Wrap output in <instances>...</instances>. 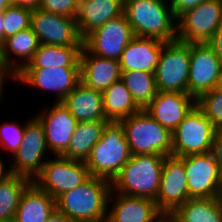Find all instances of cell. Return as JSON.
<instances>
[{
	"mask_svg": "<svg viewBox=\"0 0 222 222\" xmlns=\"http://www.w3.org/2000/svg\"><path fill=\"white\" fill-rule=\"evenodd\" d=\"M111 181L91 176L82 185L60 195L56 209L74 222H106Z\"/></svg>",
	"mask_w": 222,
	"mask_h": 222,
	"instance_id": "cell-1",
	"label": "cell"
},
{
	"mask_svg": "<svg viewBox=\"0 0 222 222\" xmlns=\"http://www.w3.org/2000/svg\"><path fill=\"white\" fill-rule=\"evenodd\" d=\"M168 0H124V10L134 36L177 40V18Z\"/></svg>",
	"mask_w": 222,
	"mask_h": 222,
	"instance_id": "cell-2",
	"label": "cell"
},
{
	"mask_svg": "<svg viewBox=\"0 0 222 222\" xmlns=\"http://www.w3.org/2000/svg\"><path fill=\"white\" fill-rule=\"evenodd\" d=\"M164 158L165 156L156 154L132 155L111 182L112 190L156 201Z\"/></svg>",
	"mask_w": 222,
	"mask_h": 222,
	"instance_id": "cell-3",
	"label": "cell"
},
{
	"mask_svg": "<svg viewBox=\"0 0 222 222\" xmlns=\"http://www.w3.org/2000/svg\"><path fill=\"white\" fill-rule=\"evenodd\" d=\"M131 156L124 126L121 122L109 121L85 163L91 176L112 182Z\"/></svg>",
	"mask_w": 222,
	"mask_h": 222,
	"instance_id": "cell-4",
	"label": "cell"
},
{
	"mask_svg": "<svg viewBox=\"0 0 222 222\" xmlns=\"http://www.w3.org/2000/svg\"><path fill=\"white\" fill-rule=\"evenodd\" d=\"M120 122L132 155H172V132L162 127L145 110Z\"/></svg>",
	"mask_w": 222,
	"mask_h": 222,
	"instance_id": "cell-5",
	"label": "cell"
},
{
	"mask_svg": "<svg viewBox=\"0 0 222 222\" xmlns=\"http://www.w3.org/2000/svg\"><path fill=\"white\" fill-rule=\"evenodd\" d=\"M190 43L164 42L154 72L156 87L162 92L188 93Z\"/></svg>",
	"mask_w": 222,
	"mask_h": 222,
	"instance_id": "cell-6",
	"label": "cell"
},
{
	"mask_svg": "<svg viewBox=\"0 0 222 222\" xmlns=\"http://www.w3.org/2000/svg\"><path fill=\"white\" fill-rule=\"evenodd\" d=\"M54 157L52 159L48 157L33 183L56 200L65 192L82 185L91 175L83 161L68 159L60 155Z\"/></svg>",
	"mask_w": 222,
	"mask_h": 222,
	"instance_id": "cell-7",
	"label": "cell"
},
{
	"mask_svg": "<svg viewBox=\"0 0 222 222\" xmlns=\"http://www.w3.org/2000/svg\"><path fill=\"white\" fill-rule=\"evenodd\" d=\"M25 123L22 143L13 155L8 171L33 182L47 162L44 156L49 152V149L44 127L40 120L34 115L32 118H27Z\"/></svg>",
	"mask_w": 222,
	"mask_h": 222,
	"instance_id": "cell-8",
	"label": "cell"
},
{
	"mask_svg": "<svg viewBox=\"0 0 222 222\" xmlns=\"http://www.w3.org/2000/svg\"><path fill=\"white\" fill-rule=\"evenodd\" d=\"M218 130L195 105L172 132V155L183 157L208 153Z\"/></svg>",
	"mask_w": 222,
	"mask_h": 222,
	"instance_id": "cell-9",
	"label": "cell"
},
{
	"mask_svg": "<svg viewBox=\"0 0 222 222\" xmlns=\"http://www.w3.org/2000/svg\"><path fill=\"white\" fill-rule=\"evenodd\" d=\"M222 23V0H205L177 17V40L207 43Z\"/></svg>",
	"mask_w": 222,
	"mask_h": 222,
	"instance_id": "cell-10",
	"label": "cell"
},
{
	"mask_svg": "<svg viewBox=\"0 0 222 222\" xmlns=\"http://www.w3.org/2000/svg\"><path fill=\"white\" fill-rule=\"evenodd\" d=\"M134 34L125 14L107 21L83 38V47L101 58L119 60Z\"/></svg>",
	"mask_w": 222,
	"mask_h": 222,
	"instance_id": "cell-11",
	"label": "cell"
},
{
	"mask_svg": "<svg viewBox=\"0 0 222 222\" xmlns=\"http://www.w3.org/2000/svg\"><path fill=\"white\" fill-rule=\"evenodd\" d=\"M31 28L40 44L55 46H83L76 18L66 17L41 9L31 11Z\"/></svg>",
	"mask_w": 222,
	"mask_h": 222,
	"instance_id": "cell-12",
	"label": "cell"
},
{
	"mask_svg": "<svg viewBox=\"0 0 222 222\" xmlns=\"http://www.w3.org/2000/svg\"><path fill=\"white\" fill-rule=\"evenodd\" d=\"M184 159L190 199L216 198L222 191V173L209 153L191 154Z\"/></svg>",
	"mask_w": 222,
	"mask_h": 222,
	"instance_id": "cell-13",
	"label": "cell"
},
{
	"mask_svg": "<svg viewBox=\"0 0 222 222\" xmlns=\"http://www.w3.org/2000/svg\"><path fill=\"white\" fill-rule=\"evenodd\" d=\"M189 199L184 159L173 155L165 156L155 201L158 209L169 216Z\"/></svg>",
	"mask_w": 222,
	"mask_h": 222,
	"instance_id": "cell-14",
	"label": "cell"
},
{
	"mask_svg": "<svg viewBox=\"0 0 222 222\" xmlns=\"http://www.w3.org/2000/svg\"><path fill=\"white\" fill-rule=\"evenodd\" d=\"M222 64L207 43H190L188 94L197 99L215 89Z\"/></svg>",
	"mask_w": 222,
	"mask_h": 222,
	"instance_id": "cell-15",
	"label": "cell"
},
{
	"mask_svg": "<svg viewBox=\"0 0 222 222\" xmlns=\"http://www.w3.org/2000/svg\"><path fill=\"white\" fill-rule=\"evenodd\" d=\"M16 81L32 88L54 92L55 102H61L80 82V68L21 69Z\"/></svg>",
	"mask_w": 222,
	"mask_h": 222,
	"instance_id": "cell-16",
	"label": "cell"
},
{
	"mask_svg": "<svg viewBox=\"0 0 222 222\" xmlns=\"http://www.w3.org/2000/svg\"><path fill=\"white\" fill-rule=\"evenodd\" d=\"M106 222H169V216L158 209L154 200L127 196L112 190Z\"/></svg>",
	"mask_w": 222,
	"mask_h": 222,
	"instance_id": "cell-17",
	"label": "cell"
},
{
	"mask_svg": "<svg viewBox=\"0 0 222 222\" xmlns=\"http://www.w3.org/2000/svg\"><path fill=\"white\" fill-rule=\"evenodd\" d=\"M38 111L35 116L43 124L46 143L52 155L62 156L69 145L78 121L71 115L62 102H53L50 109Z\"/></svg>",
	"mask_w": 222,
	"mask_h": 222,
	"instance_id": "cell-18",
	"label": "cell"
},
{
	"mask_svg": "<svg viewBox=\"0 0 222 222\" xmlns=\"http://www.w3.org/2000/svg\"><path fill=\"white\" fill-rule=\"evenodd\" d=\"M195 105L196 99L188 93L158 91L144 110L173 132Z\"/></svg>",
	"mask_w": 222,
	"mask_h": 222,
	"instance_id": "cell-19",
	"label": "cell"
},
{
	"mask_svg": "<svg viewBox=\"0 0 222 222\" xmlns=\"http://www.w3.org/2000/svg\"><path fill=\"white\" fill-rule=\"evenodd\" d=\"M121 74L119 60L98 57L82 47L80 78L87 88L103 92L111 84L120 81Z\"/></svg>",
	"mask_w": 222,
	"mask_h": 222,
	"instance_id": "cell-20",
	"label": "cell"
},
{
	"mask_svg": "<svg viewBox=\"0 0 222 222\" xmlns=\"http://www.w3.org/2000/svg\"><path fill=\"white\" fill-rule=\"evenodd\" d=\"M156 38L134 36L121 54V71H147L154 73L163 48Z\"/></svg>",
	"mask_w": 222,
	"mask_h": 222,
	"instance_id": "cell-21",
	"label": "cell"
},
{
	"mask_svg": "<svg viewBox=\"0 0 222 222\" xmlns=\"http://www.w3.org/2000/svg\"><path fill=\"white\" fill-rule=\"evenodd\" d=\"M124 0H79L76 17L79 34L84 38L107 21L123 14Z\"/></svg>",
	"mask_w": 222,
	"mask_h": 222,
	"instance_id": "cell-22",
	"label": "cell"
},
{
	"mask_svg": "<svg viewBox=\"0 0 222 222\" xmlns=\"http://www.w3.org/2000/svg\"><path fill=\"white\" fill-rule=\"evenodd\" d=\"M61 102L78 122L108 121L103 111L102 92L87 88L82 82Z\"/></svg>",
	"mask_w": 222,
	"mask_h": 222,
	"instance_id": "cell-23",
	"label": "cell"
},
{
	"mask_svg": "<svg viewBox=\"0 0 222 222\" xmlns=\"http://www.w3.org/2000/svg\"><path fill=\"white\" fill-rule=\"evenodd\" d=\"M39 46V39L31 27L17 32L1 44V57L4 65L15 74L19 73L32 60Z\"/></svg>",
	"mask_w": 222,
	"mask_h": 222,
	"instance_id": "cell-24",
	"label": "cell"
},
{
	"mask_svg": "<svg viewBox=\"0 0 222 222\" xmlns=\"http://www.w3.org/2000/svg\"><path fill=\"white\" fill-rule=\"evenodd\" d=\"M55 209V199L32 182L21 196L14 222H46Z\"/></svg>",
	"mask_w": 222,
	"mask_h": 222,
	"instance_id": "cell-25",
	"label": "cell"
},
{
	"mask_svg": "<svg viewBox=\"0 0 222 222\" xmlns=\"http://www.w3.org/2000/svg\"><path fill=\"white\" fill-rule=\"evenodd\" d=\"M82 47L40 44L32 60L23 69L80 68Z\"/></svg>",
	"mask_w": 222,
	"mask_h": 222,
	"instance_id": "cell-26",
	"label": "cell"
},
{
	"mask_svg": "<svg viewBox=\"0 0 222 222\" xmlns=\"http://www.w3.org/2000/svg\"><path fill=\"white\" fill-rule=\"evenodd\" d=\"M109 121L78 122L66 152L62 155L68 159L85 162L92 148L101 139Z\"/></svg>",
	"mask_w": 222,
	"mask_h": 222,
	"instance_id": "cell-27",
	"label": "cell"
},
{
	"mask_svg": "<svg viewBox=\"0 0 222 222\" xmlns=\"http://www.w3.org/2000/svg\"><path fill=\"white\" fill-rule=\"evenodd\" d=\"M169 222H222V207L218 197L189 199L171 215Z\"/></svg>",
	"mask_w": 222,
	"mask_h": 222,
	"instance_id": "cell-28",
	"label": "cell"
},
{
	"mask_svg": "<svg viewBox=\"0 0 222 222\" xmlns=\"http://www.w3.org/2000/svg\"><path fill=\"white\" fill-rule=\"evenodd\" d=\"M102 94L103 111L108 121L120 122L141 110L121 80L111 84Z\"/></svg>",
	"mask_w": 222,
	"mask_h": 222,
	"instance_id": "cell-29",
	"label": "cell"
},
{
	"mask_svg": "<svg viewBox=\"0 0 222 222\" xmlns=\"http://www.w3.org/2000/svg\"><path fill=\"white\" fill-rule=\"evenodd\" d=\"M31 183L28 178L12 173L0 181V222H14L21 196Z\"/></svg>",
	"mask_w": 222,
	"mask_h": 222,
	"instance_id": "cell-30",
	"label": "cell"
},
{
	"mask_svg": "<svg viewBox=\"0 0 222 222\" xmlns=\"http://www.w3.org/2000/svg\"><path fill=\"white\" fill-rule=\"evenodd\" d=\"M120 80L141 110L150 104L158 92L155 75L152 72L126 71L122 72Z\"/></svg>",
	"mask_w": 222,
	"mask_h": 222,
	"instance_id": "cell-31",
	"label": "cell"
},
{
	"mask_svg": "<svg viewBox=\"0 0 222 222\" xmlns=\"http://www.w3.org/2000/svg\"><path fill=\"white\" fill-rule=\"evenodd\" d=\"M31 9L11 4L2 13L4 22V40L19 31L31 27Z\"/></svg>",
	"mask_w": 222,
	"mask_h": 222,
	"instance_id": "cell-32",
	"label": "cell"
},
{
	"mask_svg": "<svg viewBox=\"0 0 222 222\" xmlns=\"http://www.w3.org/2000/svg\"><path fill=\"white\" fill-rule=\"evenodd\" d=\"M196 106L211 121L213 126L222 131V93L213 89L201 94L196 99Z\"/></svg>",
	"mask_w": 222,
	"mask_h": 222,
	"instance_id": "cell-33",
	"label": "cell"
},
{
	"mask_svg": "<svg viewBox=\"0 0 222 222\" xmlns=\"http://www.w3.org/2000/svg\"><path fill=\"white\" fill-rule=\"evenodd\" d=\"M0 125V147L10 151L12 155L19 149L25 130V123L21 125L17 121L3 122Z\"/></svg>",
	"mask_w": 222,
	"mask_h": 222,
	"instance_id": "cell-34",
	"label": "cell"
},
{
	"mask_svg": "<svg viewBox=\"0 0 222 222\" xmlns=\"http://www.w3.org/2000/svg\"><path fill=\"white\" fill-rule=\"evenodd\" d=\"M39 9L66 17L76 18L79 10V0H41Z\"/></svg>",
	"mask_w": 222,
	"mask_h": 222,
	"instance_id": "cell-35",
	"label": "cell"
},
{
	"mask_svg": "<svg viewBox=\"0 0 222 222\" xmlns=\"http://www.w3.org/2000/svg\"><path fill=\"white\" fill-rule=\"evenodd\" d=\"M214 160L216 166L222 173V131H218L211 143V147L208 152Z\"/></svg>",
	"mask_w": 222,
	"mask_h": 222,
	"instance_id": "cell-36",
	"label": "cell"
},
{
	"mask_svg": "<svg viewBox=\"0 0 222 222\" xmlns=\"http://www.w3.org/2000/svg\"><path fill=\"white\" fill-rule=\"evenodd\" d=\"M168 1L175 17L177 18L181 13L198 6L205 0H168Z\"/></svg>",
	"mask_w": 222,
	"mask_h": 222,
	"instance_id": "cell-37",
	"label": "cell"
},
{
	"mask_svg": "<svg viewBox=\"0 0 222 222\" xmlns=\"http://www.w3.org/2000/svg\"><path fill=\"white\" fill-rule=\"evenodd\" d=\"M207 44L213 49L215 55L220 60L222 64V23L217 28L211 39L207 42Z\"/></svg>",
	"mask_w": 222,
	"mask_h": 222,
	"instance_id": "cell-38",
	"label": "cell"
},
{
	"mask_svg": "<svg viewBox=\"0 0 222 222\" xmlns=\"http://www.w3.org/2000/svg\"><path fill=\"white\" fill-rule=\"evenodd\" d=\"M11 79V81H15L16 82V74L9 68H7L6 66H4L1 70H0V102H1V98L3 97L2 96V93L4 91V88H5V82H6V79ZM5 81V82H4Z\"/></svg>",
	"mask_w": 222,
	"mask_h": 222,
	"instance_id": "cell-39",
	"label": "cell"
},
{
	"mask_svg": "<svg viewBox=\"0 0 222 222\" xmlns=\"http://www.w3.org/2000/svg\"><path fill=\"white\" fill-rule=\"evenodd\" d=\"M41 0H12V4L31 10L38 9L40 6Z\"/></svg>",
	"mask_w": 222,
	"mask_h": 222,
	"instance_id": "cell-40",
	"label": "cell"
},
{
	"mask_svg": "<svg viewBox=\"0 0 222 222\" xmlns=\"http://www.w3.org/2000/svg\"><path fill=\"white\" fill-rule=\"evenodd\" d=\"M46 222H74V221H72L65 214L55 209Z\"/></svg>",
	"mask_w": 222,
	"mask_h": 222,
	"instance_id": "cell-41",
	"label": "cell"
},
{
	"mask_svg": "<svg viewBox=\"0 0 222 222\" xmlns=\"http://www.w3.org/2000/svg\"><path fill=\"white\" fill-rule=\"evenodd\" d=\"M5 162L2 160V156L0 157V181L9 173L6 165H4Z\"/></svg>",
	"mask_w": 222,
	"mask_h": 222,
	"instance_id": "cell-42",
	"label": "cell"
},
{
	"mask_svg": "<svg viewBox=\"0 0 222 222\" xmlns=\"http://www.w3.org/2000/svg\"><path fill=\"white\" fill-rule=\"evenodd\" d=\"M11 4L12 0H0V13H3Z\"/></svg>",
	"mask_w": 222,
	"mask_h": 222,
	"instance_id": "cell-43",
	"label": "cell"
},
{
	"mask_svg": "<svg viewBox=\"0 0 222 222\" xmlns=\"http://www.w3.org/2000/svg\"><path fill=\"white\" fill-rule=\"evenodd\" d=\"M4 41V22H3V15L0 13V45Z\"/></svg>",
	"mask_w": 222,
	"mask_h": 222,
	"instance_id": "cell-44",
	"label": "cell"
},
{
	"mask_svg": "<svg viewBox=\"0 0 222 222\" xmlns=\"http://www.w3.org/2000/svg\"><path fill=\"white\" fill-rule=\"evenodd\" d=\"M215 90L222 93V69H221L220 76L218 78V82H217V85L215 87Z\"/></svg>",
	"mask_w": 222,
	"mask_h": 222,
	"instance_id": "cell-45",
	"label": "cell"
},
{
	"mask_svg": "<svg viewBox=\"0 0 222 222\" xmlns=\"http://www.w3.org/2000/svg\"><path fill=\"white\" fill-rule=\"evenodd\" d=\"M4 63H3V60H2V57H1V45H0V70L4 67Z\"/></svg>",
	"mask_w": 222,
	"mask_h": 222,
	"instance_id": "cell-46",
	"label": "cell"
},
{
	"mask_svg": "<svg viewBox=\"0 0 222 222\" xmlns=\"http://www.w3.org/2000/svg\"><path fill=\"white\" fill-rule=\"evenodd\" d=\"M219 200H220V202H221V207H222V191H221V193H220V195H219Z\"/></svg>",
	"mask_w": 222,
	"mask_h": 222,
	"instance_id": "cell-47",
	"label": "cell"
}]
</instances>
